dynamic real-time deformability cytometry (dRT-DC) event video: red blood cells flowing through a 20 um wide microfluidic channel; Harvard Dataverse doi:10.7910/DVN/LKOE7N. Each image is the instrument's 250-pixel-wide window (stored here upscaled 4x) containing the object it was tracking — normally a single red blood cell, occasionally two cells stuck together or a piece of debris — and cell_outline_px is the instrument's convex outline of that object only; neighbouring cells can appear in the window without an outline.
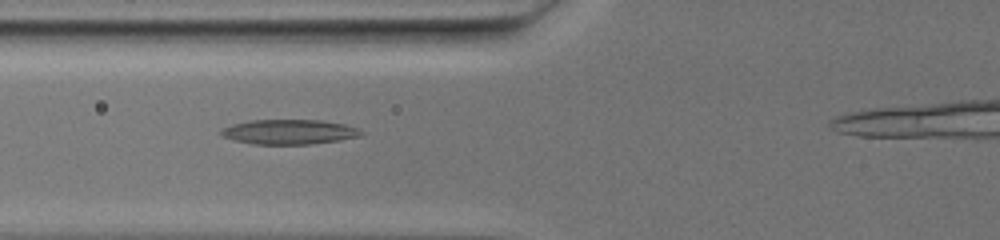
{"species": "common noctule bat (a hibernating species)", "species_latin": "Nyctalus noctula", "temperature_condition": "warm", "stored_images_in_passage": 51, "camera_frame_rate_fps": 3000, "um_per_image_px": 0.085, "animal": {"sex": "female", "body_mass_g": 19.5, "forearm_length_mm": 54.1}, "frame": {"image": 1, "passage_image": 14, "time_ms": 4.333, "image_size_px": [1000, 240], "cell_outline_px": [[364, 132], [360, 136], [340, 140], [312, 144], [252, 144], [232, 140], [224, 136], [220, 132], [224, 128], [232, 124], [252, 120], [320, 120], [344, 124], [356, 128]], "centroid_in_image_um": [24.58, 11.21], "position_along_channel_um": 101.2, "area_um2": 20.11}}
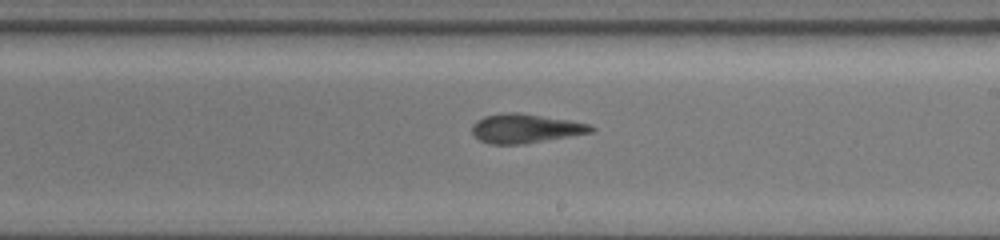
{"frame": {"image": 2, "passage_image": 29, "time_ms": 9.333, "image_size_px": [1000, 240], "cell_outline_px": [[596, 128], [592, 132], [524, 144], [488, 144], [480, 140], [472, 132], [472, 124], [476, 120], [484, 116], [504, 112], [520, 112], [568, 120], [588, 124]], "centroid_in_image_um": [44.62, 10.91], "position_along_channel_um": 244.4, "area_um2": 20.17}}
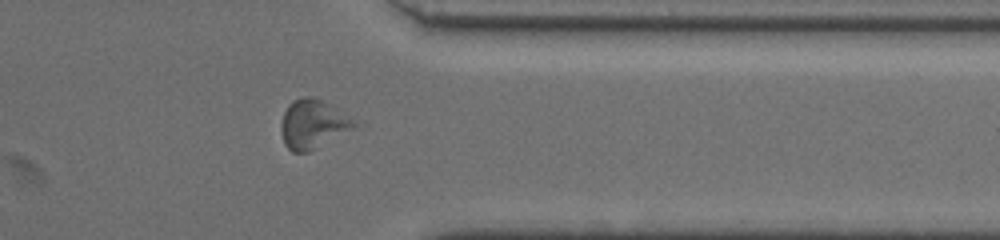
{"frame": {"image": 3, "passage_image": 44, "time_ms": 14.333, "image_size_px": [1000, 240], "cell_outline_px": [[356, 124], [308, 152], [292, 152], [284, 144], [280, 128], [280, 124], [284, 112], [288, 104], [292, 100], [300, 96], [312, 96], [328, 104]], "centroid_in_image_um": [26.43, 10.53], "position_along_channel_um": 385.0, "area_um2": 19.83}}